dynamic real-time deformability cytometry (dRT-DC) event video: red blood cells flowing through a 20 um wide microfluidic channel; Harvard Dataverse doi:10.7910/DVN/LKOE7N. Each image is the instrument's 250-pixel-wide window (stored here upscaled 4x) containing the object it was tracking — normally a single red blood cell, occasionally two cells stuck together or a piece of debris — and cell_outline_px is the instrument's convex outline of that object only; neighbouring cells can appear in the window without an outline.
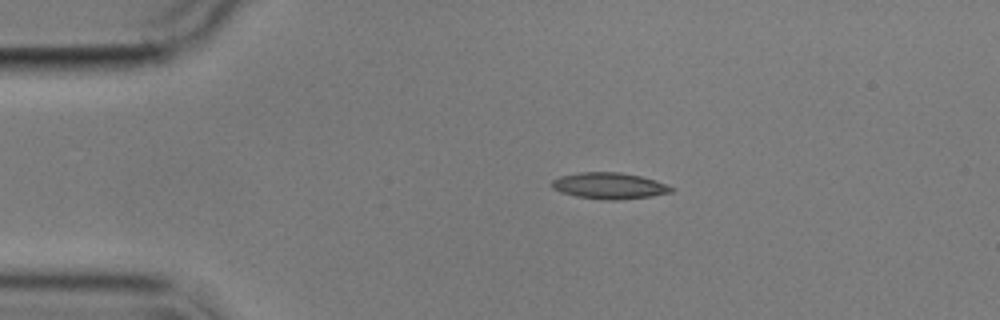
{"species": "common noctule bat (a hibernating species)", "species_latin": "Nyctalus noctula", "temperature_condition": "cold", "stored_images_in_passage": 7, "camera_frame_rate_fps": 3000, "um_per_image_px": 0.085, "animal": {"sex": "male", "body_mass_g": 17.9}, "frame": {"image": 1, "passage_image": 1, "time_ms": 0.0, "image_size_px": [1000, 320], "cell_outline_px": [[676, 188], [672, 192], [652, 196], [616, 200], [604, 200], [576, 196], [560, 192], [552, 188], [552, 180], [560, 176], [580, 172], [620, 172], [640, 176]], "centroid_in_image_um": [51.76, 15.79], "position_along_channel_um": 33.2, "area_um2": 18.21}}
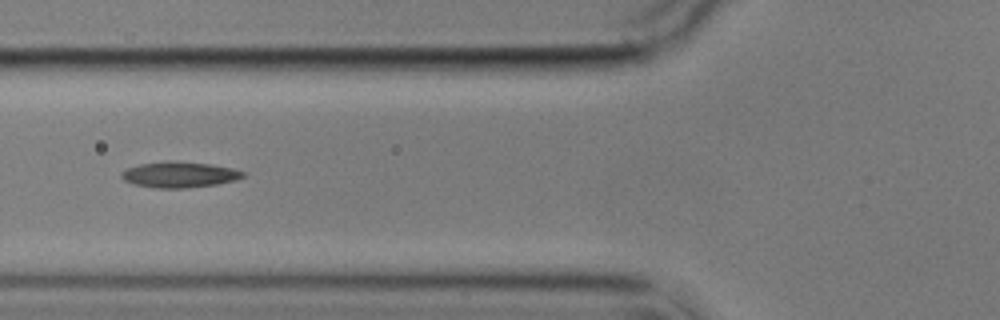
{"frame": {"image": 2, "passage_image": 4, "time_ms": 3.333, "image_size_px": [1000, 320], "cell_outline_px": [[244, 176], [236, 180], [216, 184], [184, 188], [156, 188], [136, 184], [124, 180], [120, 176], [120, 172], [128, 168], [140, 164], [168, 160], [172, 160], [208, 164], [232, 168], [244, 172]], "centroid_in_image_um": [15.22, 14.83], "position_along_channel_um": 110.6, "area_um2": 18.15}}
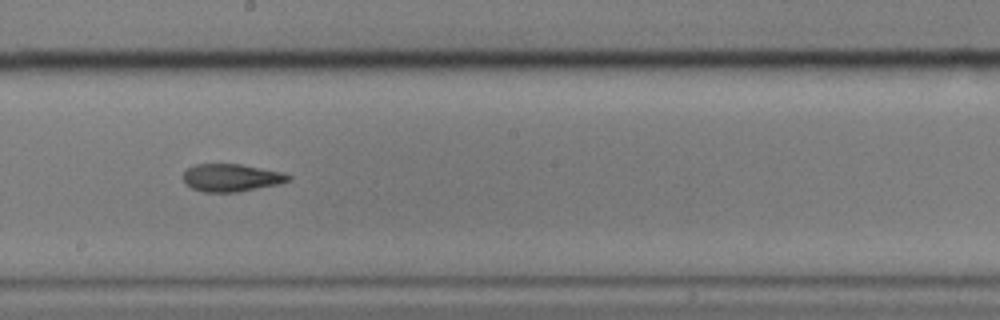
{"frame": {"image": 3, "passage_image": 7, "time_ms": 6.667, "image_size_px": [1000, 320], "cell_outline_px": [[292, 180], [280, 184], [236, 192], [204, 192], [192, 188], [184, 180], [184, 172], [188, 168], [196, 164], [240, 164], [284, 172], [292, 176]], "centroid_in_image_um": [19.73, 15.1], "position_along_channel_um": 228.5, "area_um2": 16.94}}